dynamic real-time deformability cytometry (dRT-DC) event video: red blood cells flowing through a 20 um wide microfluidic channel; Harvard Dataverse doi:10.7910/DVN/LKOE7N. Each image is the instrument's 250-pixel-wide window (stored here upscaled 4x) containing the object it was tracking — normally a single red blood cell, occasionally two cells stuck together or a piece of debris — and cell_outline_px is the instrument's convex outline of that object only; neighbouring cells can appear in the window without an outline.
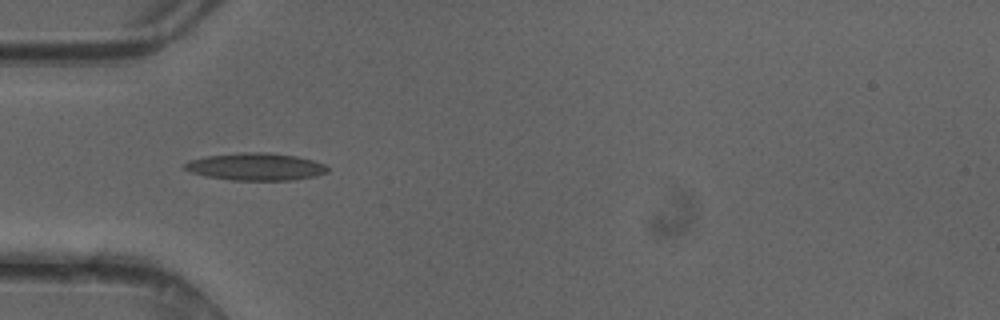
{"species": "common noctule bat (a hibernating species)", "species_latin": "Nyctalus noctula", "temperature_condition": "cold", "stored_images_in_passage": 8, "camera_frame_rate_fps": 3000, "um_per_image_px": 0.085, "animal": {"sex": "female"}, "frame": {"image": 1, "passage_image": 1, "time_ms": 0.0, "image_size_px": [1000, 320], "cell_outline_px": [[328, 172], [316, 176], [292, 180], [232, 180], [204, 176], [188, 172], [184, 168], [184, 164], [188, 160], [208, 156], [240, 152], [268, 152], [296, 156], [312, 160], [324, 164], [328, 168]], "centroid_in_image_um": [21.71, 14.17], "position_along_channel_um": 63.3, "area_um2": 22.89}}
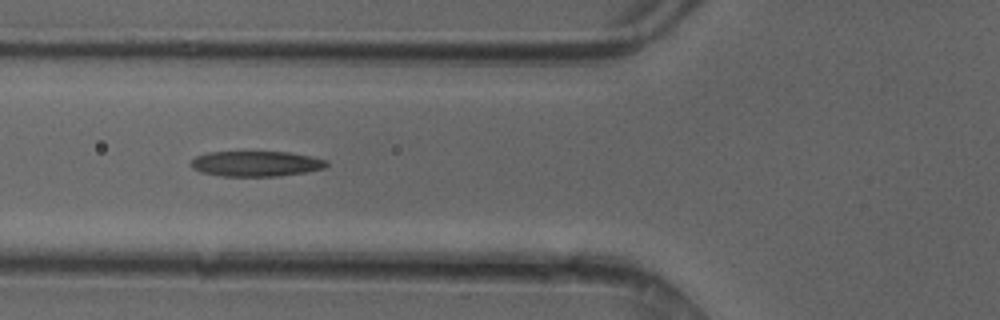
{"frame": {"image": 2, "passage_image": 4, "time_ms": 1.0, "image_size_px": [1000, 320], "cell_outline_px": [[328, 164], [324, 168], [304, 172], [280, 176], [224, 176], [200, 172], [192, 168], [192, 160], [196, 156], [208, 152], [288, 152], [328, 160]], "centroid_in_image_um": [21.76, 13.91], "position_along_channel_um": 104.0, "area_um2": 19.88}}
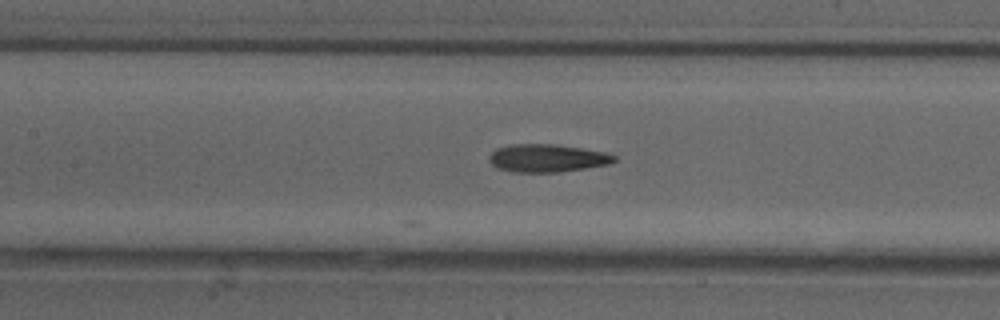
{"frame": {"image": 3, "passage_image": 8, "time_ms": 2.333, "image_size_px": [1000, 320], "cell_outline_px": [[616, 160], [612, 164], [560, 172], [512, 172], [496, 168], [488, 160], [488, 156], [496, 148], [512, 144], [556, 144], [604, 152], [616, 156]], "centroid_in_image_um": [46.49, 13.45], "position_along_channel_um": 160.9, "area_um2": 20.46}}